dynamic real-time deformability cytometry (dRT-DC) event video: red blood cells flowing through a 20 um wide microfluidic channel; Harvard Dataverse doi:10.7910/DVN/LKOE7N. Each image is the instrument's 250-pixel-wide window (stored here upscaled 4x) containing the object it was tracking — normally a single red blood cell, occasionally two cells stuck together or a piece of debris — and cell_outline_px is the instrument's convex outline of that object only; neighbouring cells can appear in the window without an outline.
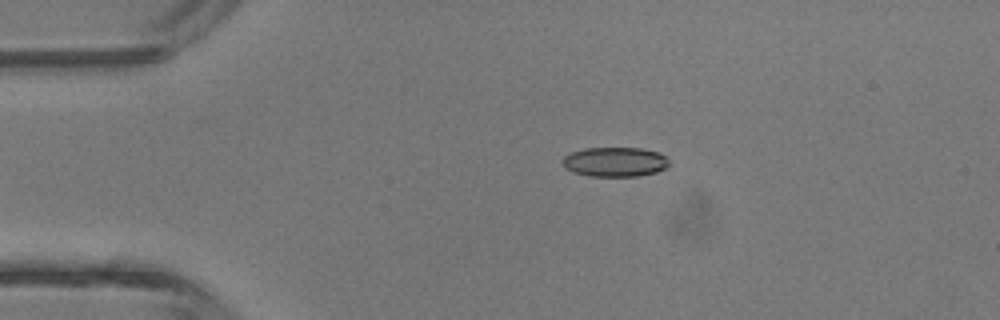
{"species": "common noctule bat (a hibernating species)", "species_latin": "Nyctalus noctula", "temperature_condition": "room temperature", "stored_images_in_passage": 3, "camera_frame_rate_fps": 3000, "um_per_image_px": 0.085, "animal": {"sex": "male", "body_mass_g": 13.3}, "frame": {"image": 1, "passage_image": 2, "time_ms": 1.0, "image_size_px": [1000, 320], "cell_outline_px": [[668, 164], [664, 168], [656, 172], [636, 176], [588, 176], [572, 172], [564, 168], [560, 160], [564, 156], [572, 152], [584, 148], [640, 148], [660, 152], [668, 160]], "centroid_in_image_um": [52.21, 13.76], "position_along_channel_um": 32.8, "area_um2": 18.44}}